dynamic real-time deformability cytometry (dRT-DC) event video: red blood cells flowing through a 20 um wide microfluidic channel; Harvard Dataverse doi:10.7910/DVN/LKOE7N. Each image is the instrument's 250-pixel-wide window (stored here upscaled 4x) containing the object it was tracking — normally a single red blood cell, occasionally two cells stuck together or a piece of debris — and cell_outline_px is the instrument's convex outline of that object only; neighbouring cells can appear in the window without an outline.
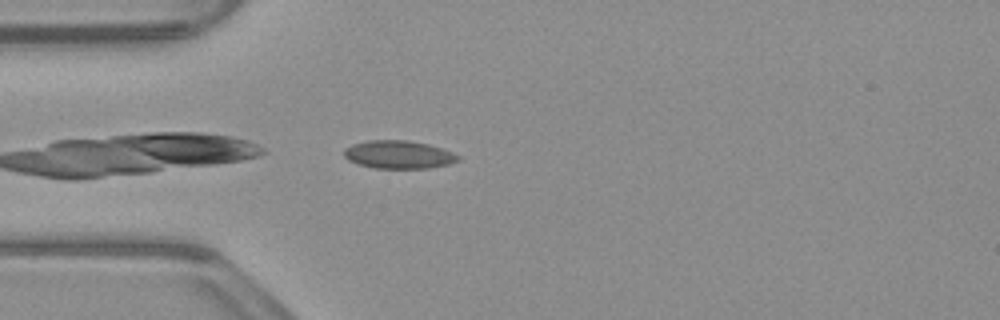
{"species": "common noctule bat (a hibernating species)", "species_latin": "Nyctalus noctula", "temperature_condition": "warm", "stored_images_in_passage": 35, "camera_frame_rate_fps": 3000, "um_per_image_px": 0.085, "animal": {"sex": "male", "body_mass_g": 23.1, "forearm_length_mm": 52.7}, "frame": {"image": 1, "passage_image": 1, "time_ms": 0.0, "image_size_px": [1000, 320], "cell_outline_px": [[460, 160], [448, 164], [428, 168], [372, 168], [348, 160], [344, 156], [344, 148], [352, 144], [368, 140], [408, 140], [428, 144], [452, 152], [460, 156]], "centroid_in_image_um": [33.87, 13.13], "position_along_channel_um": 51.1, "area_um2": 18.61}}
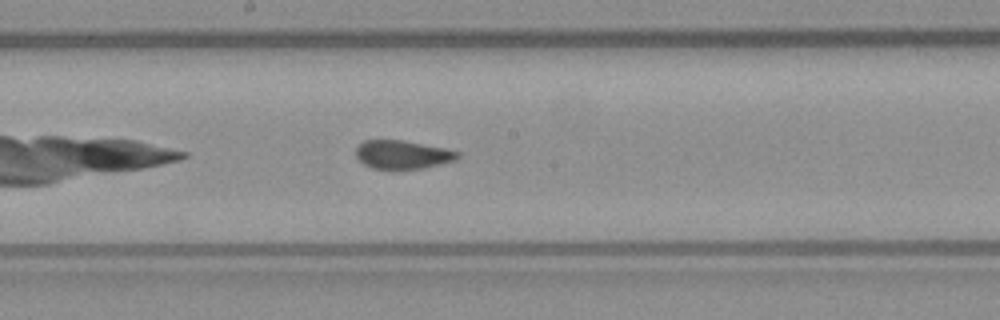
{"frame": {"image": 2, "passage_image": 14, "time_ms": 4.333, "image_size_px": [1000, 320], "cell_outline_px": [[460, 156], [456, 160], [424, 168], [372, 168], [364, 164], [356, 156], [356, 148], [364, 140], [404, 140], [444, 148], [460, 152]], "centroid_in_image_um": [34.23, 13.13], "position_along_channel_um": 214.0, "area_um2": 16.7}}
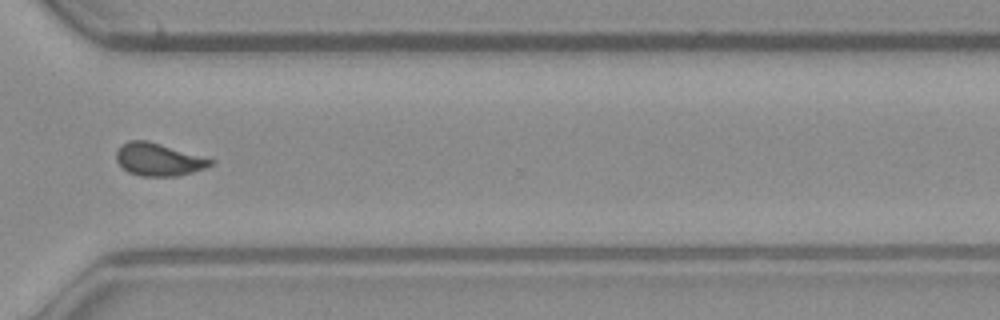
{"frame": {"image": 3, "passage_image": 25, "time_ms": 8.0, "image_size_px": [1000, 320], "cell_outline_px": [[216, 160], [212, 164], [204, 168], [192, 172], [176, 176], [140, 176], [128, 172], [116, 160], [116, 152], [128, 140], [148, 140]], "centroid_in_image_um": [13.48, 13.55], "position_along_channel_um": 357.1, "area_um2": 17.8}, "authors_computed_cell_mechanics": {"area_um2": 17.629, "velocity_mm_per_s": 3.9137, "shape_relaxation_time_tau1_ms": null, "shape_relaxation_time_tau2_ms": 0.337, "deformation_change_tau1": null, "deformation_change_tau2": 0.0516}}